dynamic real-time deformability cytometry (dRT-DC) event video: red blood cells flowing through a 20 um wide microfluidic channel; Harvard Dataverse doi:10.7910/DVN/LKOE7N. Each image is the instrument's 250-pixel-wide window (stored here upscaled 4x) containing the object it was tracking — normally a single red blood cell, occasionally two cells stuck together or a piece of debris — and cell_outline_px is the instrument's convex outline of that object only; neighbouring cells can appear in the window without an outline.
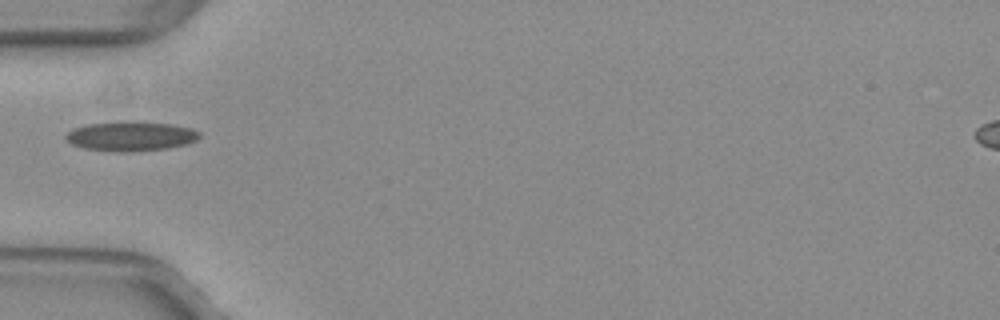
{"species": "common noctule bat (a hibernating species)", "species_latin": "Nyctalus noctula", "temperature_condition": "warm", "stored_images_in_passage": 30, "camera_frame_rate_fps": 3000, "um_per_image_px": 0.085, "animal": {"sex": "female", "body_mass_g": 29.2, "forearm_length_mm": 56.3}, "frame": {"image": 1, "passage_image": 1, "time_ms": 0.0, "image_size_px": [1000, 320], "cell_outline_px": [[200, 136], [196, 140], [188, 144], [168, 148], [124, 152], [116, 152], [84, 148], [72, 144], [64, 136], [72, 128], [88, 124], [120, 120], [132, 120], [172, 124], [192, 128], [200, 132]], "centroid_in_image_um": [11.13, 11.55], "position_along_channel_um": 73.9, "area_um2": 23.41}}
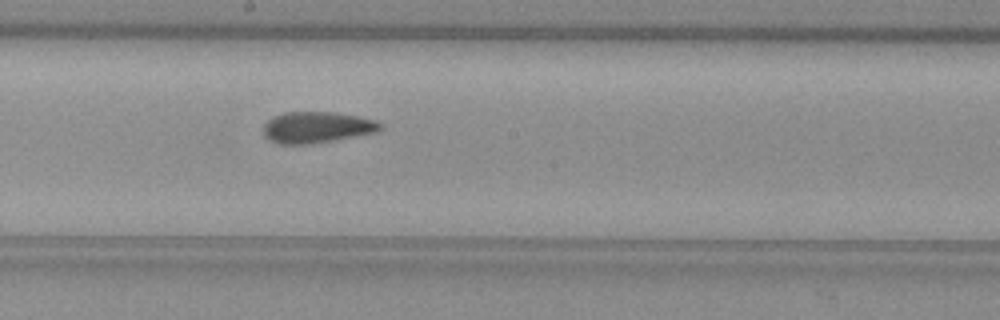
{"frame": {"image": 2, "passage_image": 12, "time_ms": 3.667, "image_size_px": [1000, 320], "cell_outline_px": [[384, 128], [376, 132], [304, 144], [280, 144], [268, 140], [264, 136], [264, 124], [272, 116], [284, 112], [332, 112], [356, 116], [376, 120], [384, 124]], "centroid_in_image_um": [26.9, 10.8], "position_along_channel_um": 221.3, "area_um2": 21.04}}
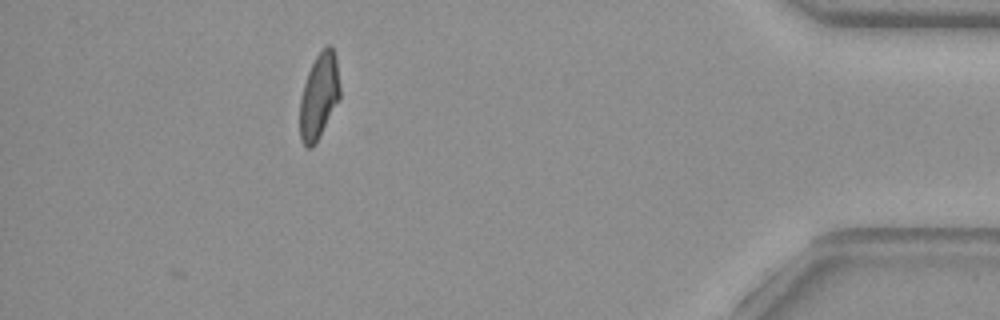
{"frame": {"image": 3, "passage_image": 30, "time_ms": 9.667, "image_size_px": [1000, 320], "cell_outline_px": [[340, 100], [312, 148], [304, 148], [300, 140], [300, 96], [308, 72], [316, 56], [328, 44], [332, 44], [336, 56], [340, 84]], "centroid_in_image_um": [27.12, 8.17], "position_along_channel_um": 408.1, "area_um2": 20.17}}